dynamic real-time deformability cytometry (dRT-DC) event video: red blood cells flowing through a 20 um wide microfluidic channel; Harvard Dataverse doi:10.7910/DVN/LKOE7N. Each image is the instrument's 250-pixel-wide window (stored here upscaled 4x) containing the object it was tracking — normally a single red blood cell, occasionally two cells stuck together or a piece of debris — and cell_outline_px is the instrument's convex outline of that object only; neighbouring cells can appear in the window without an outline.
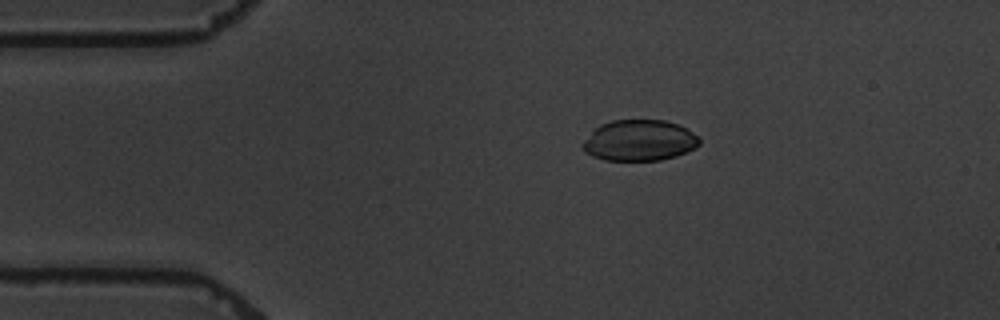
{"species": "common noctule bat (a hibernating species)", "species_latin": "Nyctalus noctula", "temperature_condition": "warm", "stored_images_in_passage": 4, "camera_frame_rate_fps": 3000, "um_per_image_px": 0.085, "animal": {"sex": "male", "body_mass_g": 19.5, "forearm_length_mm": 54.6}, "frame": {"image": 1, "passage_image": 1, "time_ms": 0.0, "image_size_px": [1000, 320], "cell_outline_px": [[700, 144], [676, 156], [660, 160], [604, 160], [592, 156], [584, 152], [580, 144], [600, 124], [612, 120], [664, 120], [676, 124], [692, 132], [700, 140]], "centroid_in_image_um": [54.29, 11.94], "position_along_channel_um": 30.7, "area_um2": 27.63}}
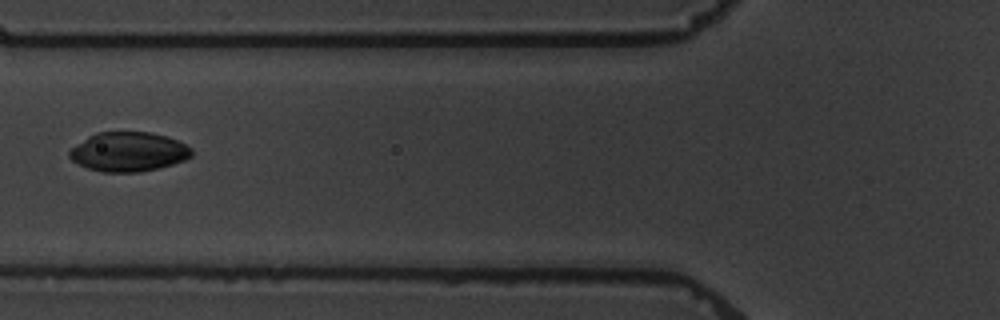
{"frame": {"image": 2, "passage_image": 4, "time_ms": 3.667, "image_size_px": [1000, 320], "cell_outline_px": [[192, 156], [184, 160], [160, 168], [140, 172], [100, 172], [88, 168], [72, 160], [68, 156], [68, 152], [76, 144], [88, 136], [96, 132], [148, 132], [168, 136], [192, 148]], "centroid_in_image_um": [10.92, 12.9], "position_along_channel_um": 114.9, "area_um2": 28.09}}